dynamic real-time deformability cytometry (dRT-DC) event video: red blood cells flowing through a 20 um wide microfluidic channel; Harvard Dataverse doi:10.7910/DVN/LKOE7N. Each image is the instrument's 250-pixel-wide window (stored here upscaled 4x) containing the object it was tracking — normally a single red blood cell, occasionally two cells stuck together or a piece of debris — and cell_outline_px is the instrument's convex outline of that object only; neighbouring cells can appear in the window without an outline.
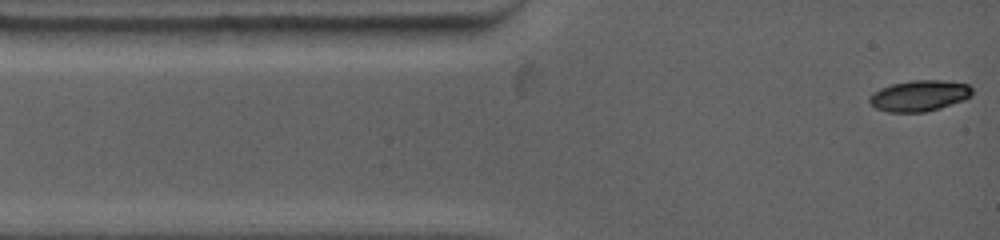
{"species": "common noctule bat (a hibernating species)", "species_latin": "Nyctalus noctula", "temperature_condition": "warm", "stored_images_in_passage": 3, "camera_frame_rate_fps": 4500, "um_per_image_px": 0.085, "animal": {"sex": "female", "body_mass_g": 19.0, "forearm_length_mm": 53.3}, "frame": {"image": 1, "passage_image": 1, "time_ms": 0.0, "image_size_px": [1000, 240], "cell_outline_px": [[972, 96], [964, 100], [924, 112], [888, 112], [876, 108], [868, 100], [880, 88], [892, 84], [912, 80], [940, 80], [968, 84], [972, 88]], "centroid_in_image_um": [78.17, 8.13], "position_along_channel_um": 6.8, "area_um2": 18.26}}
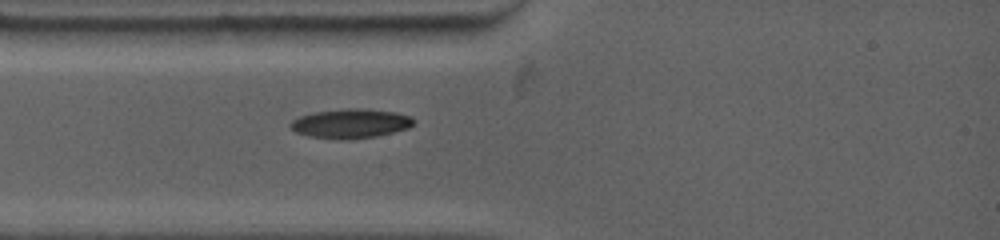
{"frame": {"image": 2, "passage_image": 3, "time_ms": 2.444, "image_size_px": [1000, 240], "cell_outline_px": [[412, 124], [408, 128], [376, 136], [348, 140], [340, 140], [308, 136], [296, 132], [288, 124], [292, 120], [300, 116], [316, 112], [348, 108], [356, 108], [396, 112], [408, 116], [412, 120]], "centroid_in_image_um": [29.75, 10.51], "position_along_channel_um": 55.3, "area_um2": 20.81}}